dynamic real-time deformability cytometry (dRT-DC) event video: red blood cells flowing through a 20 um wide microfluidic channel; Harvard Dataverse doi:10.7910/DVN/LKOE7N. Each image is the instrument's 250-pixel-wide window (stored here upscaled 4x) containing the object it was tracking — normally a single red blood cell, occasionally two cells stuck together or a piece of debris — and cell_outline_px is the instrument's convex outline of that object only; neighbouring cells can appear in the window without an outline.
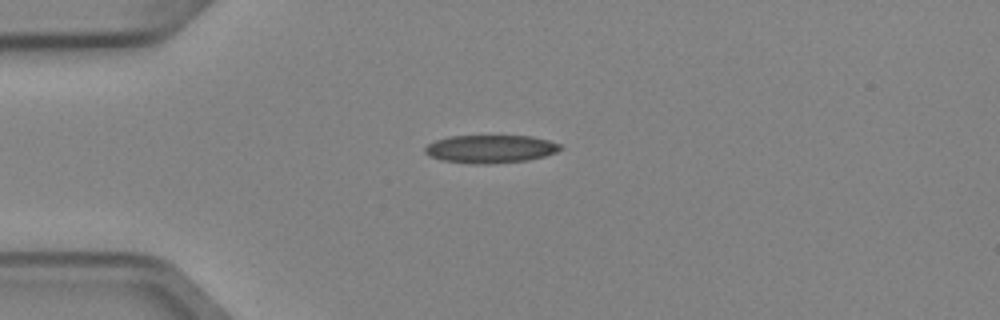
{"species": "Egyptian fruit bat (a non-hibernating species)", "species_latin": "Rousettus aegyptiacus", "temperature_condition": "cold", "stored_images_in_passage": 3, "camera_frame_rate_fps": 3000, "um_per_image_px": 0.085, "animal": {"sex": "female"}, "frame": {"image": 1, "passage_image": 1, "time_ms": 0.0, "image_size_px": [1000, 320], "cell_outline_px": [[564, 148], [556, 152], [544, 156], [528, 160], [484, 164], [476, 164], [440, 160], [428, 156], [424, 152], [424, 148], [428, 144], [436, 140], [448, 136], [532, 136], [548, 140], [560, 144]], "centroid_in_image_um": [41.67, 12.66], "position_along_channel_um": 43.3, "area_um2": 22.14}}
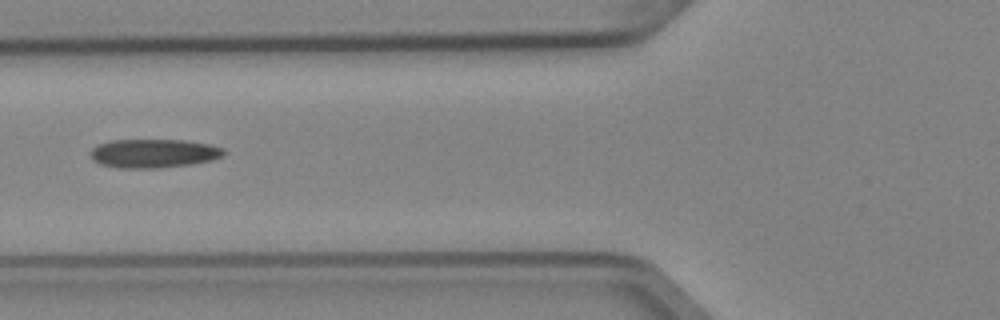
{"frame": {"image": 2, "passage_image": 3, "time_ms": 0.667, "image_size_px": [1000, 320], "cell_outline_px": [[224, 156], [212, 160], [188, 164], [160, 168], [120, 168], [100, 164], [92, 160], [92, 148], [100, 144], [112, 140], [184, 140], [208, 144], [224, 148]], "centroid_in_image_um": [13.07, 13.04], "position_along_channel_um": 112.7, "area_um2": 22.2}}